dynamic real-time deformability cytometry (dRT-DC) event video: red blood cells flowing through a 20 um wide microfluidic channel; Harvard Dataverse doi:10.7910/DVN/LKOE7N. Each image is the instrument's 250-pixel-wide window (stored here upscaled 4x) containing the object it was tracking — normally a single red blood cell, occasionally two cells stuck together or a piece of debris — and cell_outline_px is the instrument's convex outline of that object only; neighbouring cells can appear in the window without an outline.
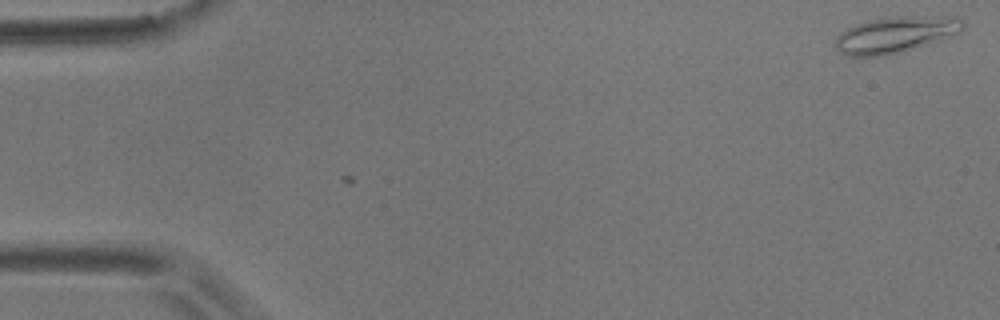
{"species": "common noctule bat (a hibernating species)", "species_latin": "Nyctalus noctula", "temperature_condition": "room temperature", "stored_images_in_passage": 2, "camera_frame_rate_fps": 3000, "um_per_image_px": 0.085, "animal": {"sex": "male", "body_mass_g": 17.9}, "frame": {"image": 1, "passage_image": 1, "time_ms": 0.0, "image_size_px": [1000, 320], "cell_outline_px": [[964, 28], [960, 32], [888, 56], [848, 56], [840, 52], [836, 48], [836, 36], [840, 32], [852, 24], [868, 20], [888, 16], [960, 16], [964, 24]], "centroid_in_image_um": [76.07, 2.92], "position_along_channel_um": 8.9, "area_um2": 27.05}}